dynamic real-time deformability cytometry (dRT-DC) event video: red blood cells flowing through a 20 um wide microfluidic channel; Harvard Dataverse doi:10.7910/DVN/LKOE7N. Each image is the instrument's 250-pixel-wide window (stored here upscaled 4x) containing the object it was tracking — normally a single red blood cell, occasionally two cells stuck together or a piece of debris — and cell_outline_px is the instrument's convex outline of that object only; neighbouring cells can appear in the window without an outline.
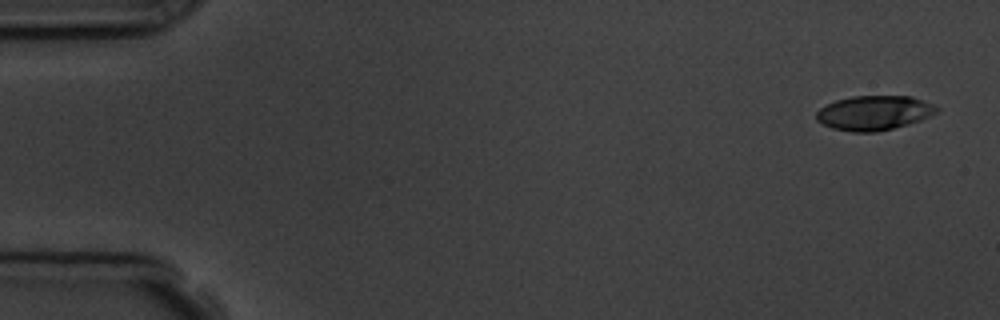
{"species": "common noctule bat (a hibernating species)", "species_latin": "Nyctalus noctula", "temperature_condition": "room temperature", "stored_images_in_passage": 9, "camera_frame_rate_fps": 3000, "um_per_image_px": 0.085, "animal": {"sex": "male", "body_mass_g": 19.5, "forearm_length_mm": 54.6}, "frame": {"image": 1, "passage_image": 1, "time_ms": 0.0, "image_size_px": [1000, 320], "cell_outline_px": [[940, 108], [936, 112], [920, 120], [908, 124], [876, 132], [852, 132], [832, 128], [816, 120], [816, 112], [820, 108], [836, 100], [852, 96], [912, 96], [932, 104]], "centroid_in_image_um": [74.28, 9.59], "position_along_channel_um": 10.7, "area_um2": 24.04}}
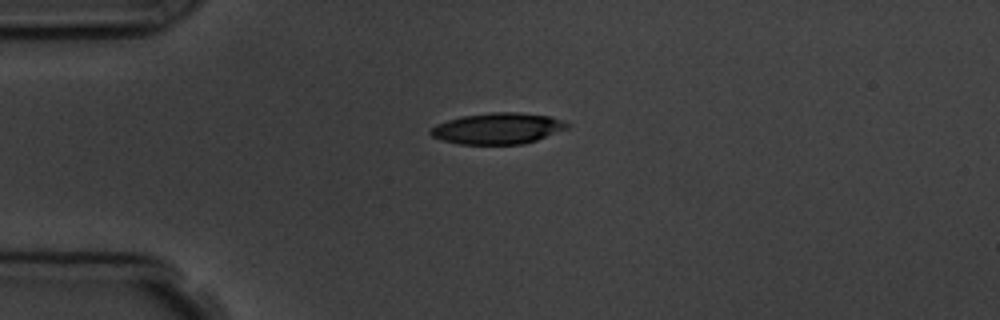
{"frame": {"image": 2, "passage_image": 4, "time_ms": 3.667, "image_size_px": [1000, 320], "cell_outline_px": [[572, 124], [568, 128], [536, 140], [520, 144], [460, 144], [444, 140], [432, 136], [428, 132], [436, 124], [460, 116], [492, 112], [516, 112], [552, 116], [564, 120]], "centroid_in_image_um": [42.34, 10.9], "position_along_channel_um": 42.7, "area_um2": 24.8}}